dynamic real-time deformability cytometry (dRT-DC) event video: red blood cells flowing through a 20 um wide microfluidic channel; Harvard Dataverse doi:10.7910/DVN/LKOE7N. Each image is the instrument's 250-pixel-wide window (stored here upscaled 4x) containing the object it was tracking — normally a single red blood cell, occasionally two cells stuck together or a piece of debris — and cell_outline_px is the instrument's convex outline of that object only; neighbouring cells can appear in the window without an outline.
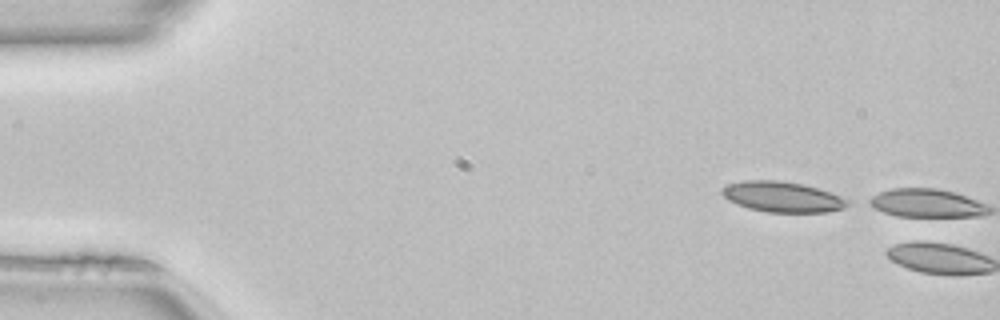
{"species": "common noctule bat (a hibernating species)", "species_latin": "Nyctalus noctula", "temperature_condition": "room temperature", "stored_images_in_passage": 2, "camera_frame_rate_fps": 3000, "um_per_image_px": 0.085, "animal": {"sex": "female", "body_mass_g": 22.7, "forearm_length_mm": 54.2}, "frame": {"image": 1, "passage_image": 1, "time_ms": 0.0, "image_size_px": [1000, 320], "cell_outline_px": [[852, 204], [844, 208], [824, 212], [768, 212], [748, 208], [736, 204], [728, 200], [720, 192], [720, 188], [728, 184], [744, 180], [780, 180], [804, 184], [820, 188], [852, 200]], "centroid_in_image_um": [66.54, 16.72], "position_along_channel_um": 18.5, "area_um2": 22.72}}